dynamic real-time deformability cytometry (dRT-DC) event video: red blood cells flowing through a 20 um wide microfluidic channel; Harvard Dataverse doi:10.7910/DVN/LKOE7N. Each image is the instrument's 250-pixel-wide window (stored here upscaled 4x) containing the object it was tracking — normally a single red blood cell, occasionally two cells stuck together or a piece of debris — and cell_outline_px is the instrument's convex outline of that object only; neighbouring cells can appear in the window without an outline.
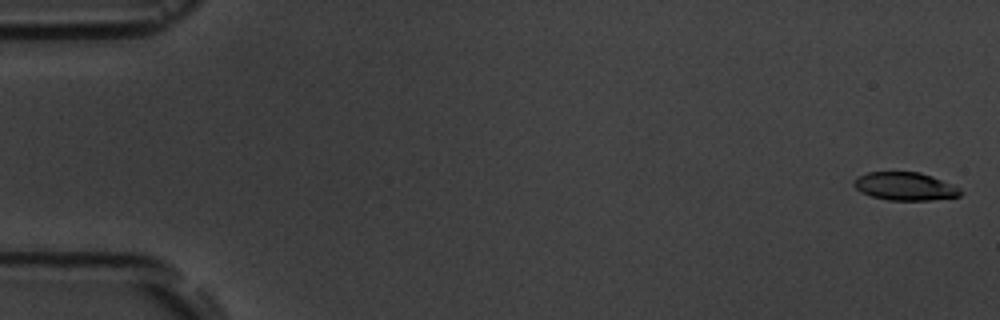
{"species": "common noctule bat (a hibernating species)", "species_latin": "Nyctalus noctula", "temperature_condition": "room temperature", "stored_images_in_passage": 8, "camera_frame_rate_fps": 3000, "um_per_image_px": 0.085, "animal": {"sex": "male", "body_mass_g": 19.5, "forearm_length_mm": 54.6}, "frame": {"image": 1, "passage_image": 1, "time_ms": 0.0, "image_size_px": [1000, 320], "cell_outline_px": [[964, 192], [960, 196], [928, 200], [888, 200], [872, 196], [860, 192], [852, 184], [856, 176], [868, 172], [920, 172], [932, 176], [960, 188]], "centroid_in_image_um": [76.91, 15.83], "position_along_channel_um": 8.1, "area_um2": 17.46}}
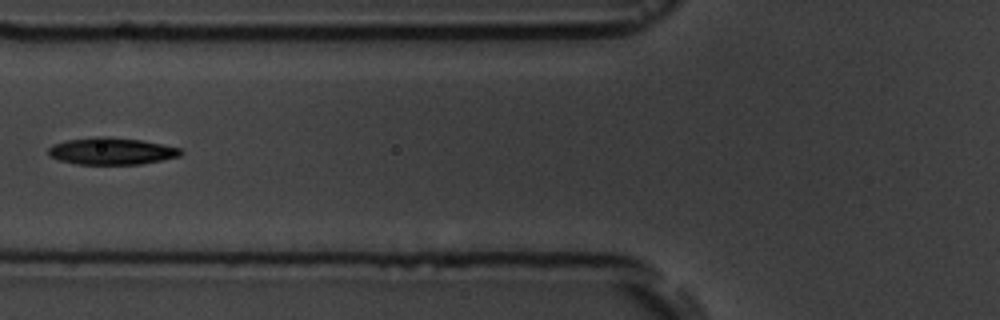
{"frame": {"image": 2, "passage_image": 7, "time_ms": 7.0, "image_size_px": [1000, 320], "cell_outline_px": [[184, 152], [180, 156], [140, 164], [76, 164], [60, 160], [48, 156], [48, 148], [52, 144], [68, 140], [96, 136], [104, 136], [144, 140], [180, 148]], "centroid_in_image_um": [9.47, 12.84], "position_along_channel_um": 116.3, "area_um2": 20.87}}
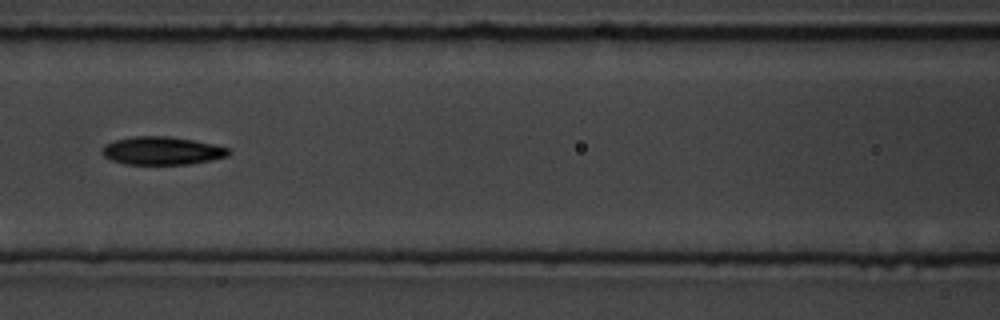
{"frame": {"image": 3, "passage_image": 8, "time_ms": 8.0, "image_size_px": [1000, 320], "cell_outline_px": [[232, 152], [228, 156], [212, 160], [188, 164], [124, 164], [112, 160], [104, 156], [100, 152], [104, 144], [116, 140], [132, 136], [168, 136], [192, 140], [212, 144], [228, 148]], "centroid_in_image_um": [13.75, 12.81], "position_along_channel_um": 152.8, "area_um2": 20.69}}